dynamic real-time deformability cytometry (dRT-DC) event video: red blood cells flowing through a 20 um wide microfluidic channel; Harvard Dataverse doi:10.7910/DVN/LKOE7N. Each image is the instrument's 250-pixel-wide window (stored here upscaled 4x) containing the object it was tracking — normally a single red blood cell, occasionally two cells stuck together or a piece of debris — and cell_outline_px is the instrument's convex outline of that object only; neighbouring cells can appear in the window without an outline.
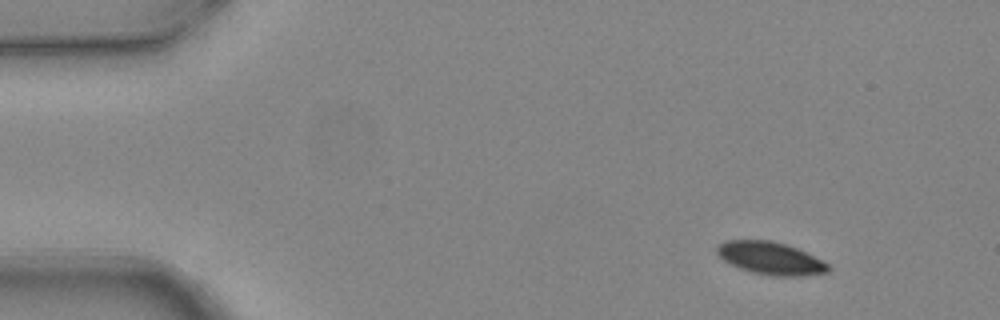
{"species": "common noctule bat (a hibernating species)", "species_latin": "Nyctalus noctula", "temperature_condition": "warm", "stored_images_in_passage": 5, "segment_of_instrument_passage": [2, 2], "camera_frame_rate_fps": 3000, "um_per_image_px": 0.085, "animal": {"sex": "female", "body_mass_g": 24.6, "forearm_length_mm": 56.2}, "frame": {"image": 1, "passage_image": 5, "time_ms": 1.333, "image_size_px": [1000, 320], "cell_outline_px": [[832, 268], [828, 272], [800, 276], [772, 276], [752, 272], [740, 268], [724, 260], [716, 252], [716, 248], [724, 240], [772, 240], [788, 244], [828, 264]], "centroid_in_image_um": [65.49, 21.94], "position_along_channel_um": 19.5, "area_um2": 20.98}}